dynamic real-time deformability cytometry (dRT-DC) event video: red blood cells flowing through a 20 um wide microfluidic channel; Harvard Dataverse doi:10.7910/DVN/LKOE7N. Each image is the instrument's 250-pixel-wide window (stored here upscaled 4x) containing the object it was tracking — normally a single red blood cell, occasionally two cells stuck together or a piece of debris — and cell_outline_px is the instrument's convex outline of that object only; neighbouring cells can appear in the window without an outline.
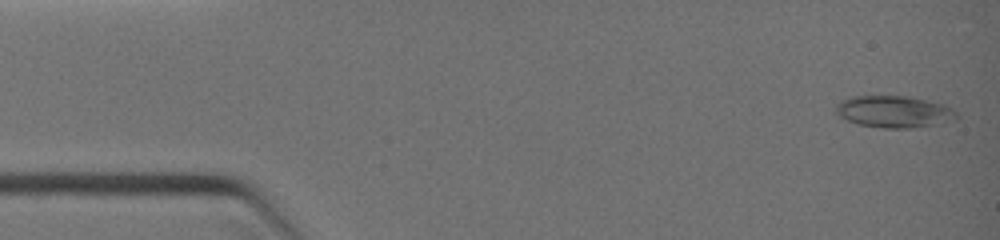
{"species": "common noctule bat (a hibernating species)", "species_latin": "Nyctalus noctula", "temperature_condition": "warm", "stored_images_in_passage": 34, "camera_frame_rate_fps": 3000, "um_per_image_px": 0.085, "animal": {"sex": "female", "body_mass_g": 19.0, "forearm_length_mm": 51.5}, "frame": {"image": 1, "passage_image": 1, "time_ms": 0.0, "image_size_px": [1000, 240], "cell_outline_px": [[960, 116], [956, 120], [940, 124], [912, 128], [884, 128], [860, 124], [848, 120], [840, 116], [836, 112], [836, 104], [840, 100], [848, 96], [908, 96], [944, 104], [952, 108]], "centroid_in_image_um": [76.04, 9.49], "position_along_channel_um": 9.0, "area_um2": 22.6}}
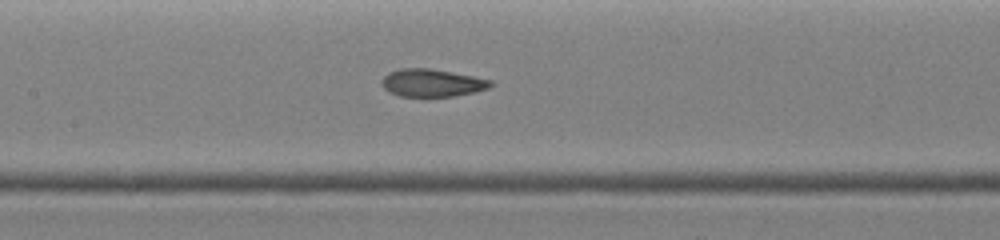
{"frame": {"image": 2, "passage_image": 21, "time_ms": 5.333, "image_size_px": [1000, 240], "cell_outline_px": [[496, 84], [488, 88], [456, 96], [400, 96], [388, 92], [384, 88], [384, 76], [388, 72], [400, 68], [432, 68], [492, 80]], "centroid_in_image_um": [36.75, 7.03], "position_along_channel_um": 170.7, "area_um2": 17.46}}
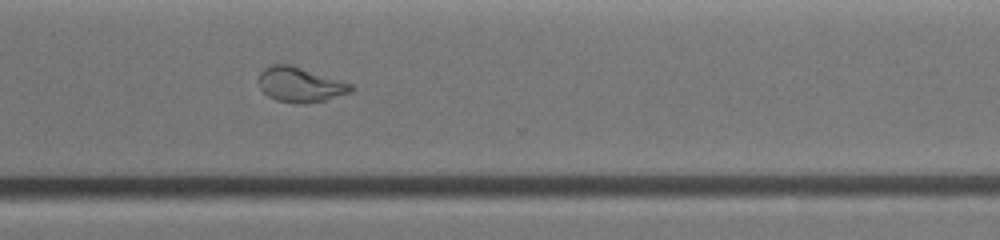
{"frame": {"image": 3, "passage_image": 33, "time_ms": 8.667, "image_size_px": [1000, 240], "cell_outline_px": [[356, 88], [352, 92], [324, 100], [304, 104], [276, 100], [268, 96], [260, 88], [256, 80], [260, 72], [264, 68], [272, 64], [292, 64], [352, 84]], "centroid_in_image_um": [25.49, 7.18], "position_along_channel_um": 345.1, "area_um2": 18.96}}